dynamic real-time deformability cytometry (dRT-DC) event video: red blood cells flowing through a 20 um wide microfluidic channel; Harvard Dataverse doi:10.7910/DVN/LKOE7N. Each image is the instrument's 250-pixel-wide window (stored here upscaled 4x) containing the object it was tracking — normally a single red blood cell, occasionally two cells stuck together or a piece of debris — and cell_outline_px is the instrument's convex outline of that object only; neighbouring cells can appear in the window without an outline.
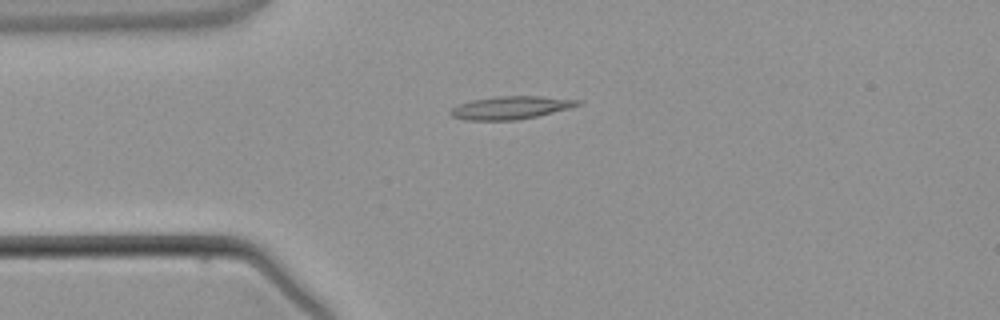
{"species": "common noctule bat (a hibernating species)", "species_latin": "Nyctalus noctula", "temperature_condition": "warm", "stored_images_in_passage": 2, "camera_frame_rate_fps": 3000, "um_per_image_px": 0.085, "animal": {"sex": "male", "body_mass_g": 21.5, "forearm_length_mm": 52.0}, "frame": {"image": 1, "passage_image": 1, "time_ms": 0.0, "image_size_px": [1000, 320], "cell_outline_px": [[584, 100], [580, 104], [568, 108], [536, 116], [516, 120], [464, 120], [452, 116], [448, 112], [452, 108], [460, 104], [472, 100], [496, 96], [540, 96]], "centroid_in_image_um": [43.4, 9.14], "position_along_channel_um": 41.6, "area_um2": 16.88}}
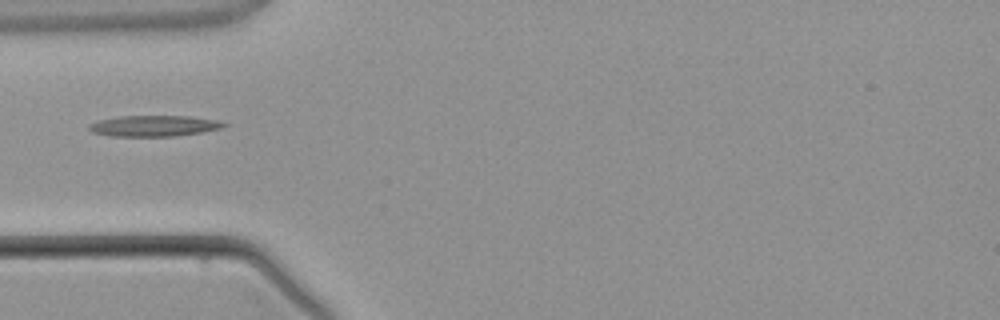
{"frame": {"image": 2, "passage_image": 2, "time_ms": 1.0, "image_size_px": [1000, 320], "cell_outline_px": [[228, 124], [220, 128], [200, 132], [172, 136], [112, 136], [92, 132], [88, 128], [88, 124], [100, 120], [120, 116], [188, 116], [216, 120]], "centroid_in_image_um": [13.04, 10.7], "position_along_channel_um": 72.0, "area_um2": 16.18}}